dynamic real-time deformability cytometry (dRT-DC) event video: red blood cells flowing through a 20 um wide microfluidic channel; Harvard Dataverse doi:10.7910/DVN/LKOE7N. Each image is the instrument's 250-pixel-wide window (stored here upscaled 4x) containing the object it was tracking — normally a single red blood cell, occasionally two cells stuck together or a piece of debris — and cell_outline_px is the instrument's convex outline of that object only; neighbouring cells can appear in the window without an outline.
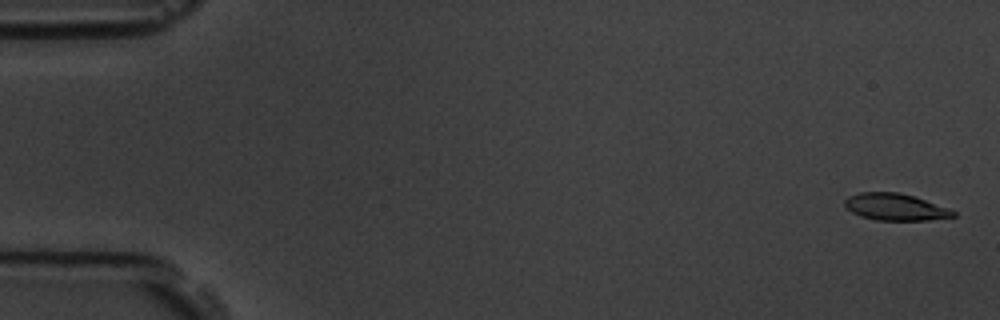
{"species": "common noctule bat (a hibernating species)", "species_latin": "Nyctalus noctula", "temperature_condition": "room temperature", "stored_images_in_passage": 6, "segment_of_instrument_passage": [1, 2], "camera_frame_rate_fps": 3000, "um_per_image_px": 0.085, "animal": {"sex": "male", "body_mass_g": 19.5, "forearm_length_mm": 54.6}, "frame": {"image": 1, "passage_image": 1, "time_ms": 0.0, "image_size_px": [1000, 320], "cell_outline_px": [[956, 216], [928, 220], [876, 220], [860, 216], [852, 212], [844, 204], [844, 200], [848, 196], [860, 192], [900, 192], [948, 208], [956, 212]], "centroid_in_image_um": [76.07, 17.59], "position_along_channel_um": 8.9, "area_um2": 16.82}}
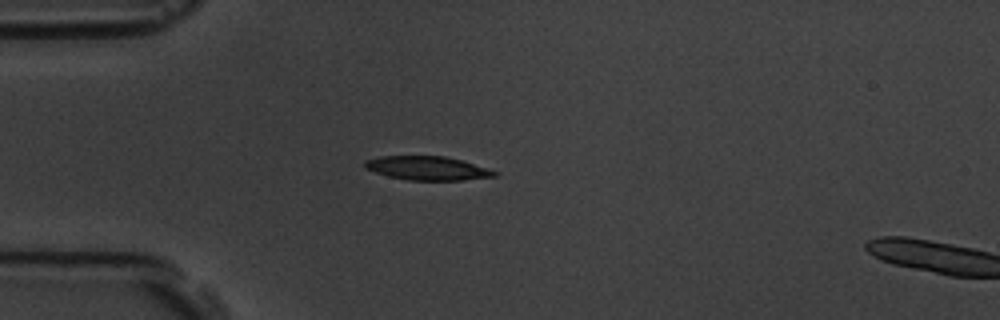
{"frame": {"image": 2, "passage_image": 5, "time_ms": 4.667, "image_size_px": [1000, 320], "cell_outline_px": [[500, 172], [496, 176], [464, 180], [408, 180], [388, 176], [364, 168], [364, 160], [380, 156], [444, 156], [460, 160]], "centroid_in_image_um": [36.31, 14.3], "position_along_channel_um": 48.7, "area_um2": 17.92}}